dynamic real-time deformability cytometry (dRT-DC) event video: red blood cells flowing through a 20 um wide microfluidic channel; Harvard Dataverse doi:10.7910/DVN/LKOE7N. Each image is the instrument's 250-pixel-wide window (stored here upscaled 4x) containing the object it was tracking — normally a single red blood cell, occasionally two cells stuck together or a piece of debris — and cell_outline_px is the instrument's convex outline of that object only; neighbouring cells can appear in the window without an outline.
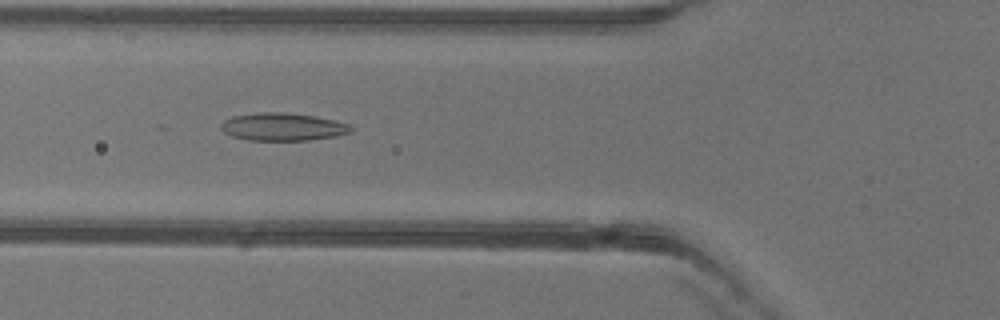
{"species": "common noctule bat (a hibernating species)", "species_latin": "Nyctalus noctula", "temperature_condition": "warm", "stored_images_in_passage": 52, "camera_frame_rate_fps": 3000, "um_per_image_px": 0.085, "animal": {"sex": "female"}, "frame": {"image": 1, "passage_image": 19, "time_ms": 6.0, "image_size_px": [1000, 320], "cell_outline_px": [[352, 132], [336, 136], [308, 140], [248, 140], [232, 136], [224, 132], [220, 128], [220, 124], [224, 120], [232, 116], [260, 112], [284, 112], [316, 116], [348, 124], [352, 128]], "centroid_in_image_um": [24.01, 10.78], "position_along_channel_um": 101.8, "area_um2": 20.98}}
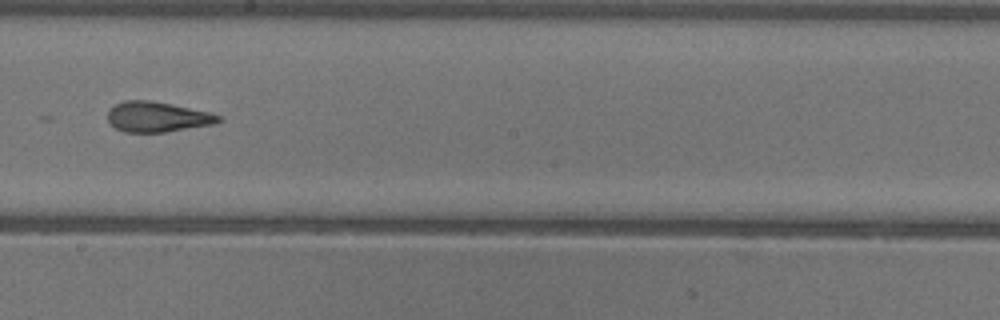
{"frame": {"image": 2, "passage_image": 29, "time_ms": 9.333, "image_size_px": [1000, 320], "cell_outline_px": [[220, 120], [212, 124], [164, 132], [124, 132], [116, 128], [108, 120], [108, 108], [124, 100], [152, 100], [212, 112], [220, 116]], "centroid_in_image_um": [13.34, 9.92], "position_along_channel_um": 234.9, "area_um2": 19.48}}
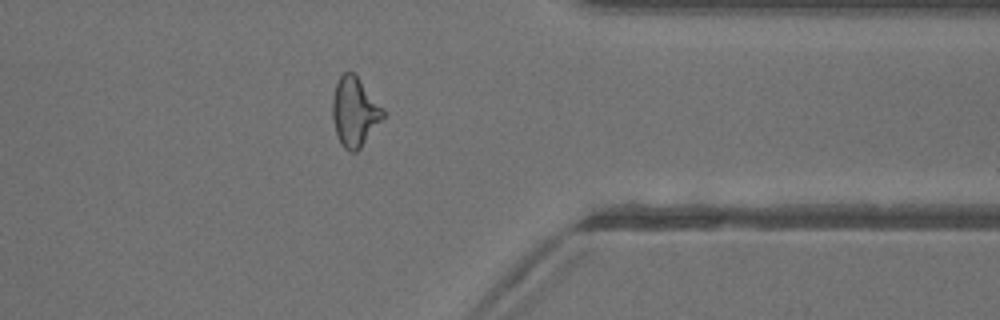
{"frame": {"image": 3, "passage_image": 41, "time_ms": 13.333, "image_size_px": [1000, 320], "cell_outline_px": [[384, 116], [360, 148], [356, 152], [348, 152], [340, 144], [336, 132], [332, 116], [332, 96], [336, 84], [340, 76], [344, 72], [352, 72], [356, 76], [384, 108]], "centroid_in_image_um": [30.12, 9.52], "position_along_channel_um": 381.3, "area_um2": 20.17}, "authors_computed_cell_mechanics": {"area_um2": 20.7502, "velocity_mm_per_s": 3.9956, "shape_relaxation_time_tau1_ms": null, "shape_relaxation_time_tau2_ms": 3.1761, "deformation_change_tau1": null, "deformation_change_tau2": 0.1333}}